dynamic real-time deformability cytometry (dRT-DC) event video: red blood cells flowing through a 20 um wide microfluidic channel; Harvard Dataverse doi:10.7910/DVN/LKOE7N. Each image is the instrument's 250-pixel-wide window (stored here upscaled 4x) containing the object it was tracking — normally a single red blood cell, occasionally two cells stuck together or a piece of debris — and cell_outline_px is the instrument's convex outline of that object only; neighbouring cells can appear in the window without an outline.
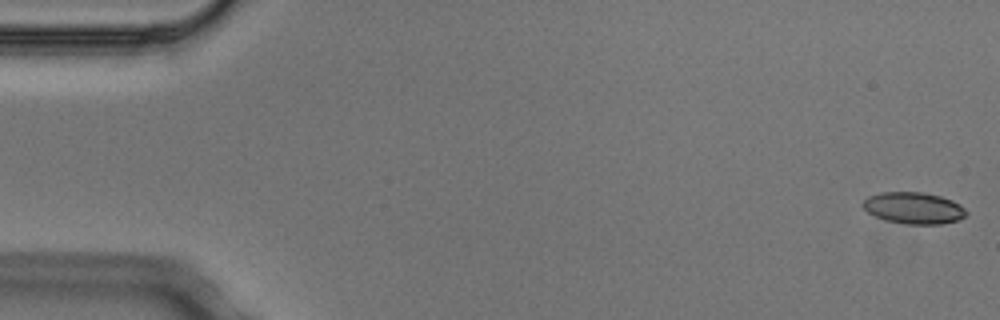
{"species": "Egyptian fruit bat (a non-hibernating species)", "species_latin": "Rousettus aegyptiacus", "temperature_condition": "cold", "stored_images_in_passage": 4, "camera_frame_rate_fps": 3000, "um_per_image_px": 0.085, "animal": {"sex": "male"}, "frame": {"image": 1, "passage_image": 1, "time_ms": 0.0, "image_size_px": [1000, 320], "cell_outline_px": [[968, 212], [960, 220], [940, 224], [908, 224], [884, 220], [868, 212], [860, 204], [868, 196], [880, 192], [924, 192], [940, 196], [952, 200], [960, 204]], "centroid_in_image_um": [77.66, 17.67], "position_along_channel_um": 7.3, "area_um2": 19.13}}
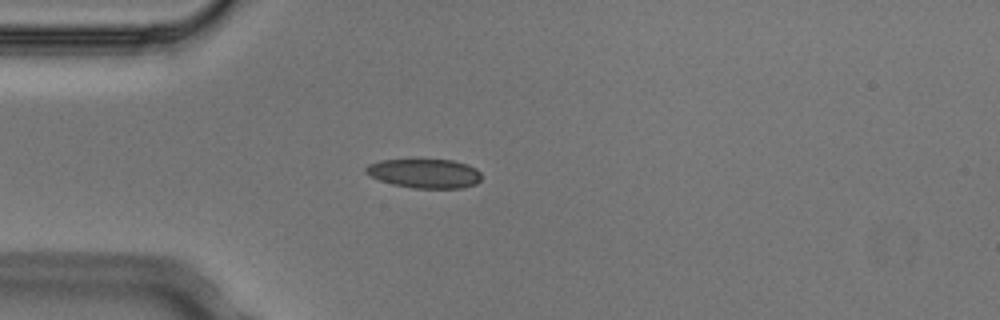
{"frame": {"image": 2, "passage_image": 4, "time_ms": 1.0, "image_size_px": [1000, 320], "cell_outline_px": [[480, 180], [476, 184], [460, 188], [412, 188], [392, 184], [380, 180], [364, 172], [364, 168], [368, 164], [380, 160], [452, 160], [468, 164], [476, 168], [480, 172]], "centroid_in_image_um": [36.09, 14.74], "position_along_channel_um": 48.9, "area_um2": 19.65}}